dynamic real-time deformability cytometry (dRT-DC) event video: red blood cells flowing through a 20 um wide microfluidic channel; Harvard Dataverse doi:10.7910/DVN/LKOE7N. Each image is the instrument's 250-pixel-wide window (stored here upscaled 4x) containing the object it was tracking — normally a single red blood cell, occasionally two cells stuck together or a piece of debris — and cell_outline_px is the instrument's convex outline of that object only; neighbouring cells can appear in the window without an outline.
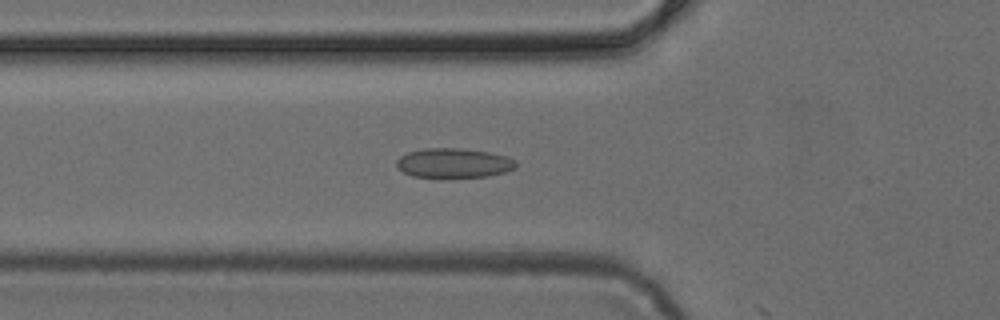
{"species": "common noctule bat (a hibernating species)", "species_latin": "Nyctalus noctula", "temperature_condition": "cold", "stored_images_in_passage": 17, "camera_frame_rate_fps": 3000, "um_per_image_px": 0.085, "animal": {"sex": "female", "body_mass_g": 24.6, "forearm_length_mm": 56.2}, "frame": {"image": 1, "passage_image": 16, "time_ms": 5.0, "image_size_px": [1000, 320], "cell_outline_px": [[516, 168], [504, 172], [488, 176], [412, 176], [404, 172], [396, 164], [396, 160], [400, 156], [408, 152], [424, 148], [460, 148], [488, 152], [508, 156], [516, 160]], "centroid_in_image_um": [38.59, 13.83], "position_along_channel_um": 87.2, "area_um2": 20.23}}